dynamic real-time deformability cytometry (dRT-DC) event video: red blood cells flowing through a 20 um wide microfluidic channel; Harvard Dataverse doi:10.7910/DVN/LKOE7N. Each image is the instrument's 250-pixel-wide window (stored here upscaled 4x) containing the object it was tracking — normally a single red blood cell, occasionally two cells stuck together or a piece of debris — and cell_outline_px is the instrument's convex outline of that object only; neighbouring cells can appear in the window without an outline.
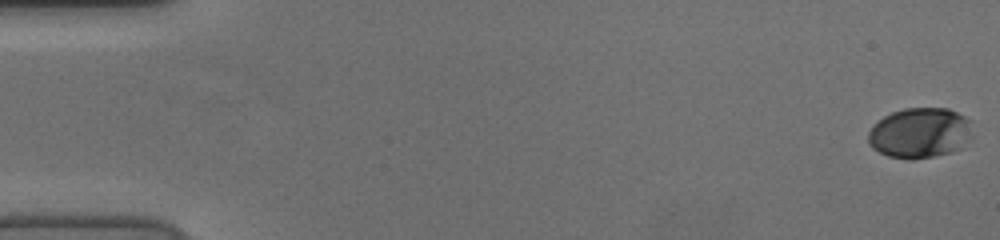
{"species": "human", "species_latin": "Homo sapiens", "temperature_condition": "cold", "stored_images_in_passage": 11, "camera_frame_rate_fps": 3000, "um_per_image_px": 0.085, "donor": {"sex": "female"}, "frame": {"image": 1, "passage_image": 1, "time_ms": 0.0, "image_size_px": [1000, 240], "cell_outline_px": [[972, 120], [952, 148], [948, 152], [932, 156], [908, 160], [888, 156], [872, 148], [868, 144], [868, 132], [884, 116], [892, 112], [904, 108], [948, 108]], "centroid_in_image_um": [78.0, 11.27], "position_along_channel_um": 7.0, "area_um2": 28.96}}